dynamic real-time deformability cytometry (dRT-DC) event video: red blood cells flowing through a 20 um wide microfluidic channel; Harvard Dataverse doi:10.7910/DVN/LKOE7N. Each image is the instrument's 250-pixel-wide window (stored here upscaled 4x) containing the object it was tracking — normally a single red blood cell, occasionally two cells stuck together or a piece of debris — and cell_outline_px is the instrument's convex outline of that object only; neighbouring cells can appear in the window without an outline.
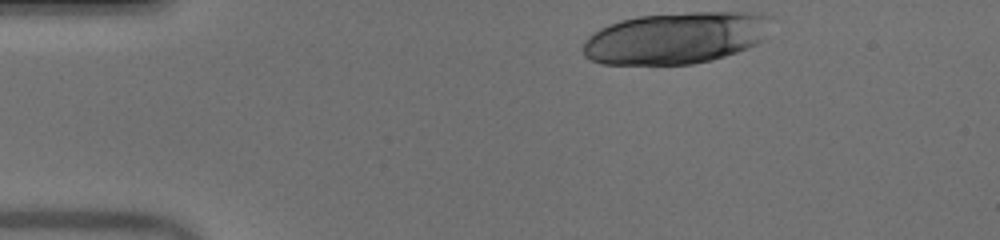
{"species": "human", "species_latin": "Homo sapiens", "temperature_condition": "warm", "stored_images_in_passage": 12, "camera_frame_rate_fps": 3000, "um_per_image_px": 0.085, "donor": {"sex": "male"}, "frame": {"image": 1, "passage_image": 1, "time_ms": 0.0, "image_size_px": [1000, 240], "cell_outline_px": [[776, 20], [760, 40], [756, 44], [748, 48], [712, 60], [692, 64], [600, 64], [584, 56], [584, 40], [588, 36], [600, 28], [608, 24], [620, 20], [640, 16], [688, 12], [760, 12], [772, 16]], "centroid_in_image_um": [57.49, 3.21], "position_along_channel_um": 27.5, "area_um2": 57.11}}